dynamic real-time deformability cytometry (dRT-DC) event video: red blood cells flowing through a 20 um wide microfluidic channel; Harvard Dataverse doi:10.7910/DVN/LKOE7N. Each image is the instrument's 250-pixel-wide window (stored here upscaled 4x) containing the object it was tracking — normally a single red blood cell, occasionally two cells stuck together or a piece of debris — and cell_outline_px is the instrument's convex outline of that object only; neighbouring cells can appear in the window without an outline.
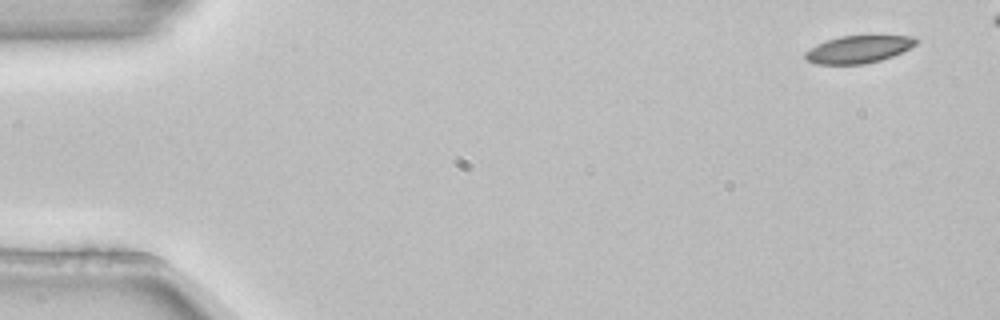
{"species": "common noctule bat (a hibernating species)", "species_latin": "Nyctalus noctula", "temperature_condition": "room temperature", "stored_images_in_passage": 4, "camera_frame_rate_fps": 3000, "um_per_image_px": 0.085, "animal": {"sex": "female", "body_mass_g": 22.7, "forearm_length_mm": 54.2}, "frame": {"image": 1, "passage_image": 1, "time_ms": 0.0, "image_size_px": [1000, 320], "cell_outline_px": [[920, 40], [916, 44], [892, 56], [880, 60], [864, 64], [816, 64], [804, 60], [804, 52], [816, 44], [840, 36], [916, 36]], "centroid_in_image_um": [72.93, 4.19], "position_along_channel_um": 12.1, "area_um2": 17.69}}